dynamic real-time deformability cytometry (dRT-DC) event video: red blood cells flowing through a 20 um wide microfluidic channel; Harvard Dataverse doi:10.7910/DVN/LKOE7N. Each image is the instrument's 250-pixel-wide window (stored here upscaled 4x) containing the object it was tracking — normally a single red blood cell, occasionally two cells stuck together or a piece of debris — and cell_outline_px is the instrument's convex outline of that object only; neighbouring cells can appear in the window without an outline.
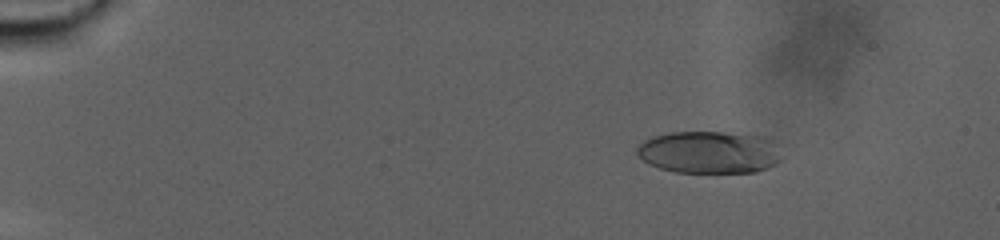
{"species": "human", "species_latin": "Homo sapiens", "temperature_condition": "warm", "stored_images_in_passage": 97, "camera_frame_rate_fps": 3000, "um_per_image_px": 0.085, "donor": {"sex": "male"}, "frame": {"image": 1, "passage_image": 16, "time_ms": 5.0, "image_size_px": [1000, 240], "cell_outline_px": [[780, 160], [776, 164], [756, 172], [676, 172], [660, 168], [644, 160], [636, 152], [636, 148], [644, 140], [652, 136], [668, 132], [756, 132], [772, 136]], "centroid_in_image_um": [60.35, 12.9], "position_along_channel_um": 24.6, "area_um2": 36.24}}
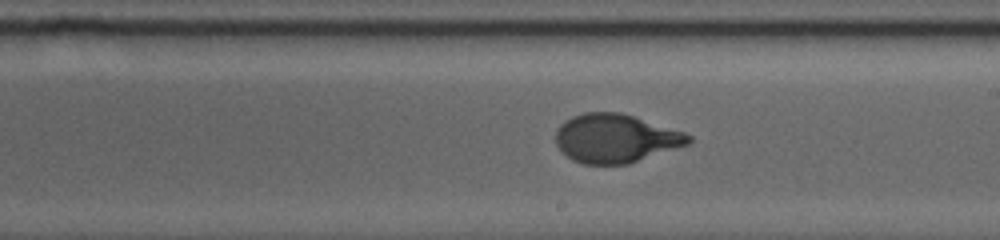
{"frame": {"image": 2, "passage_image": 60, "time_ms": 19.667, "image_size_px": [1000, 240], "cell_outline_px": [[692, 140], [688, 144], [628, 164], [584, 164], [572, 160], [560, 152], [556, 144], [556, 132], [560, 124], [572, 116], [584, 112], [620, 112], [684, 132], [692, 136]], "centroid_in_image_um": [52.29, 11.76], "position_along_channel_um": 236.7, "area_um2": 37.57}}
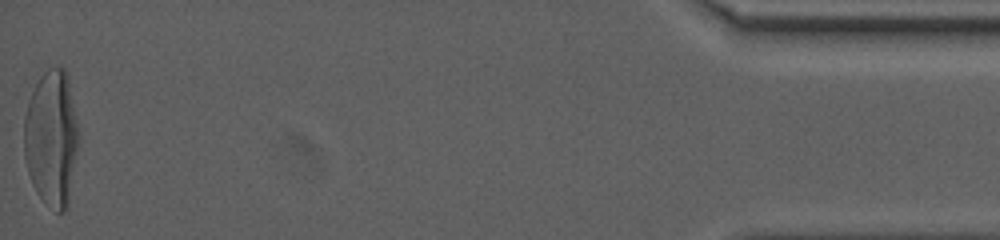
{"frame": {"image": 3, "passage_image": 97, "time_ms": 32.0, "image_size_px": [1000, 240], "cell_outline_px": [[76, 152], [68, 208], [64, 212], [56, 212], [36, 192], [32, 184], [28, 172], [24, 156], [24, 116], [28, 100], [40, 76], [48, 68], [60, 64], [68, 72], [76, 120]], "centroid_in_image_um": [4.36, 11.7], "position_along_channel_um": 430.8, "area_um2": 43.12}, "authors_computed_cell_mechanics": {"area_um2": 37.9168, "velocity_mm_per_s": 2.2447, "shape_relaxation_time_tau1_ms": 7.8533, "shape_relaxation_time_tau2_ms": null, "deformation_change_tau1": 0.284, "deformation_change_tau2": null}}